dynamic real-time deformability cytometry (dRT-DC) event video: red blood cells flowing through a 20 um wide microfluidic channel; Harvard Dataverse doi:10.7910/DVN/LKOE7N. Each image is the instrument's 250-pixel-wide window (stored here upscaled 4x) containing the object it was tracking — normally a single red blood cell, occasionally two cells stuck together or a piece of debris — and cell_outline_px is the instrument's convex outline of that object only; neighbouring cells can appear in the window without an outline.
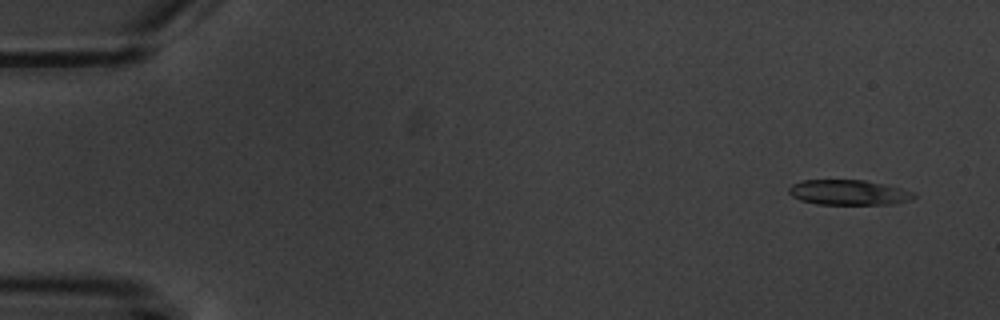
{"species": "common noctule bat (a hibernating species)", "species_latin": "Nyctalus noctula", "temperature_condition": "warm", "stored_images_in_passage": 5, "camera_frame_rate_fps": 3000, "um_per_image_px": 0.085, "animal": {"sex": "male", "body_mass_g": 20.1, "forearm_length_mm": 53.5}, "frame": {"image": 1, "passage_image": 1, "time_ms": 0.0, "image_size_px": [1000, 320], "cell_outline_px": [[916, 196], [912, 200], [896, 204], [816, 204], [800, 200], [792, 196], [788, 192], [788, 188], [792, 184], [804, 180], [864, 180], [912, 192]], "centroid_in_image_um": [72.09, 16.37], "position_along_channel_um": 12.9, "area_um2": 18.09}}
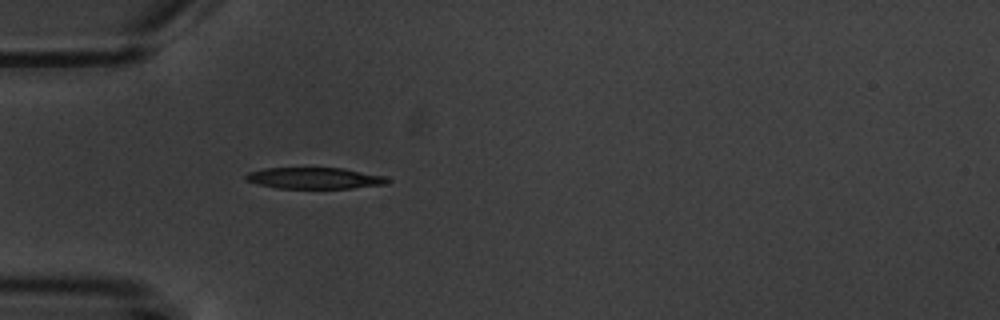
{"frame": {"image": 2, "passage_image": 5, "time_ms": 4.667, "image_size_px": [1000, 320], "cell_outline_px": [[392, 180], [388, 184], [352, 188], [276, 188], [244, 180], [244, 176], [248, 172], [264, 168], [344, 168], [384, 176]], "centroid_in_image_um": [26.75, 15.14], "position_along_channel_um": 58.3, "area_um2": 17.63}}